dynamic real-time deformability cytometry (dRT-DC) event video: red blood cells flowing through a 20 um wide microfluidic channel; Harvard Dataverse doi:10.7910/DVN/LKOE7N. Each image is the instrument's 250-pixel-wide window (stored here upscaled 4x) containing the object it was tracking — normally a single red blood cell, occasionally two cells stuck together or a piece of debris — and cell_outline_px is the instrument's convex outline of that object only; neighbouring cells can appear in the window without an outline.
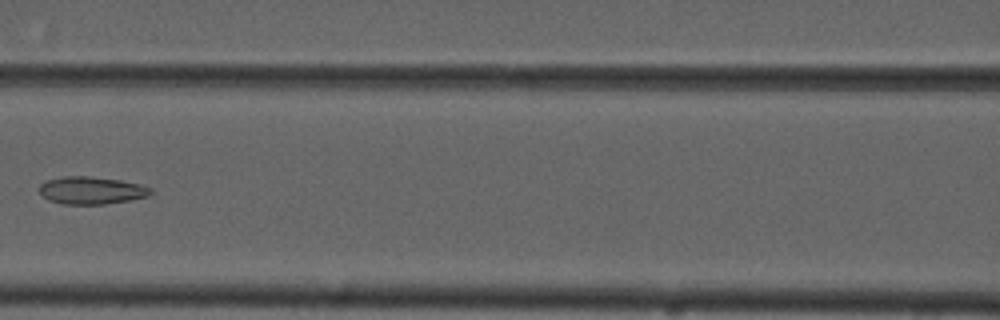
{"species": "common noctule bat (a hibernating species)", "species_latin": "Nyctalus noctula", "temperature_condition": "cold", "stored_images_in_passage": 8, "camera_frame_rate_fps": 3000, "um_per_image_px": 0.085, "animal": {"sex": "male", "forearm_length_mm": 52.5}, "frame": {"image": 1, "passage_image": 7, "time_ms": 7.0, "image_size_px": [1000, 320], "cell_outline_px": [[152, 192], [148, 196], [132, 200], [104, 204], [60, 204], [48, 200], [40, 196], [40, 184], [48, 180], [64, 176], [88, 176], [120, 180], [140, 184], [152, 188]], "centroid_in_image_um": [7.76, 16.19], "position_along_channel_um": 158.8, "area_um2": 17.98}}
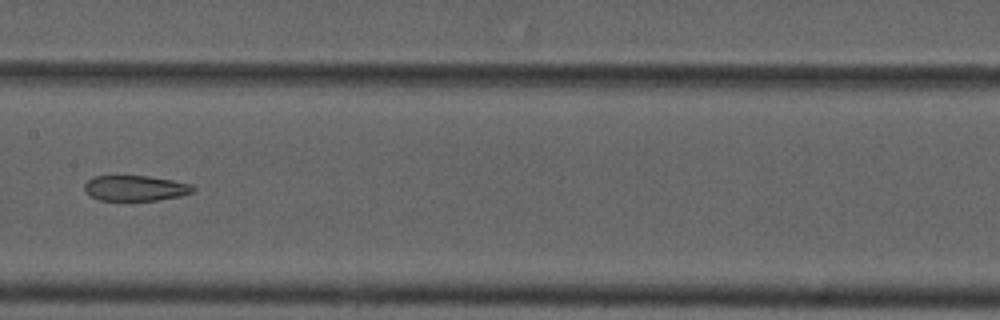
{"frame": {"image": 2, "passage_image": 8, "time_ms": 8.0, "image_size_px": [1000, 320], "cell_outline_px": [[196, 192], [180, 196], [156, 200], [100, 200], [84, 192], [84, 184], [88, 180], [96, 176], [148, 176], [172, 180], [192, 184], [196, 188]], "centroid_in_image_um": [11.54, 15.99], "position_along_channel_um": 195.9, "area_um2": 16.13}}